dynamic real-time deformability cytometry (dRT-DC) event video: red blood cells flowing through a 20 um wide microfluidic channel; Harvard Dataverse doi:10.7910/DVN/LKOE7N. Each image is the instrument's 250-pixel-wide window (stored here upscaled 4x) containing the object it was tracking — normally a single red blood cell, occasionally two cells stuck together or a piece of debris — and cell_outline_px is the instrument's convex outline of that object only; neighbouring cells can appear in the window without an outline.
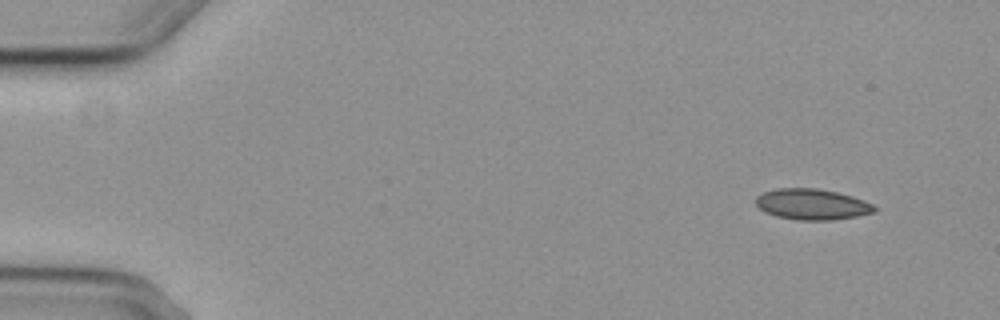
{"species": "common noctule bat (a hibernating species)", "species_latin": "Nyctalus noctula", "temperature_condition": "cold", "stored_images_in_passage": 6, "camera_frame_rate_fps": 3000, "um_per_image_px": 0.085, "animal": {"sex": "female", "body_mass_g": 29.2, "forearm_length_mm": 56.3}, "frame": {"image": 1, "passage_image": 1, "time_ms": 0.0, "image_size_px": [1000, 320], "cell_outline_px": [[876, 212], [856, 216], [832, 220], [796, 220], [776, 216], [764, 212], [756, 204], [756, 196], [764, 192], [776, 188], [816, 188], [836, 192], [852, 196], [864, 200], [872, 204], [876, 208]], "centroid_in_image_um": [69.01, 17.37], "position_along_channel_um": 16.0, "area_um2": 21.33}}
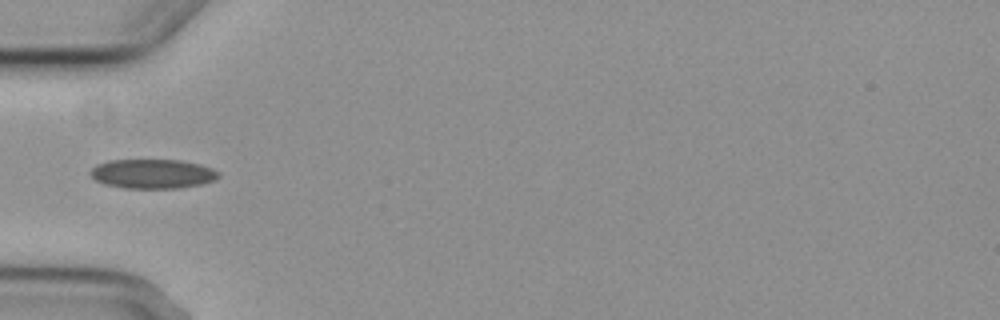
{"frame": {"image": 2, "passage_image": 5, "time_ms": 4.667, "image_size_px": [1000, 320], "cell_outline_px": [[220, 176], [212, 180], [200, 184], [180, 188], [124, 188], [104, 184], [96, 180], [88, 172], [96, 164], [108, 160], [180, 160], [200, 164], [212, 168], [220, 172]], "centroid_in_image_um": [12.95, 14.77], "position_along_channel_um": 72.1, "area_um2": 21.96}}
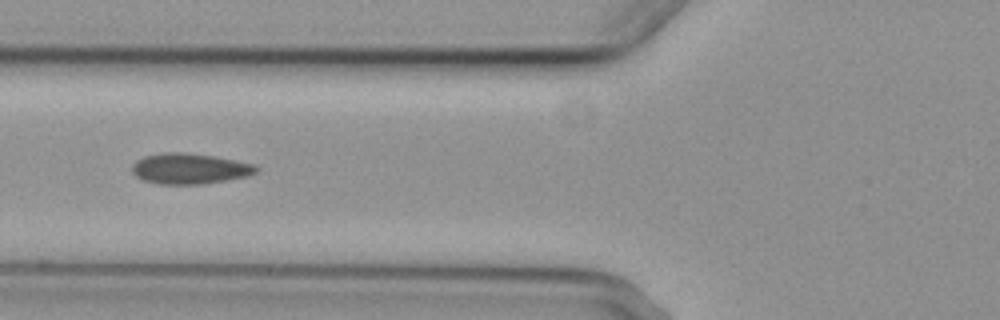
{"frame": {"image": 3, "passage_image": 6, "time_ms": 5.667, "image_size_px": [1000, 320], "cell_outline_px": [[260, 168], [256, 172], [248, 176], [228, 180], [204, 184], [160, 184], [144, 180], [136, 176], [132, 172], [132, 164], [136, 160], [144, 156], [164, 152], [188, 152], [236, 160], [256, 164]], "centroid_in_image_um": [16.14, 14.33], "position_along_channel_um": 109.7, "area_um2": 22.37}}